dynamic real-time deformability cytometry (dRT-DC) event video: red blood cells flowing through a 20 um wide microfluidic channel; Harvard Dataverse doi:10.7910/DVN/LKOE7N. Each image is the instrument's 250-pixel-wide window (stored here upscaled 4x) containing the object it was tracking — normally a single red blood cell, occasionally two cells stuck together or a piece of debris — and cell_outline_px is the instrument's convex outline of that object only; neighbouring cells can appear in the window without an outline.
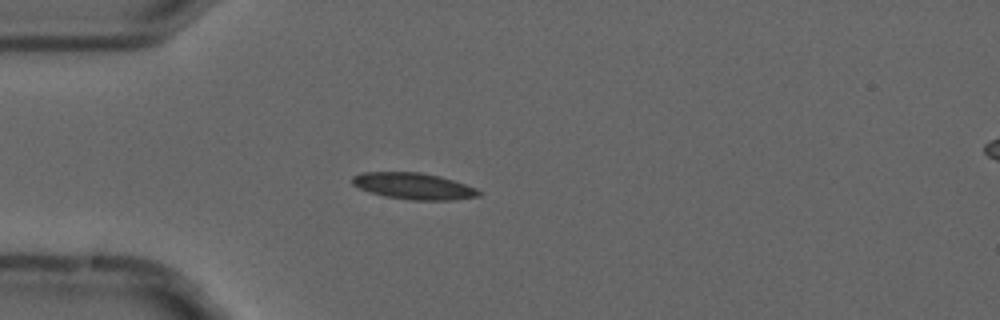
{"species": "common noctule bat (a hibernating species)", "species_latin": "Nyctalus noctula", "temperature_condition": "cold", "stored_images_in_passage": 6, "camera_frame_rate_fps": 3000, "um_per_image_px": 0.085, "animal": {"sex": "male", "forearm_length_mm": 52.5}, "frame": {"image": 1, "passage_image": 5, "time_ms": 1.333, "image_size_px": [1000, 320], "cell_outline_px": [[484, 192], [480, 196], [452, 200], [412, 200], [384, 196], [368, 192], [352, 184], [352, 176], [364, 172], [420, 172], [440, 176], [476, 188]], "centroid_in_image_um": [35.17, 15.82], "position_along_channel_um": 49.8, "area_um2": 19.54}}